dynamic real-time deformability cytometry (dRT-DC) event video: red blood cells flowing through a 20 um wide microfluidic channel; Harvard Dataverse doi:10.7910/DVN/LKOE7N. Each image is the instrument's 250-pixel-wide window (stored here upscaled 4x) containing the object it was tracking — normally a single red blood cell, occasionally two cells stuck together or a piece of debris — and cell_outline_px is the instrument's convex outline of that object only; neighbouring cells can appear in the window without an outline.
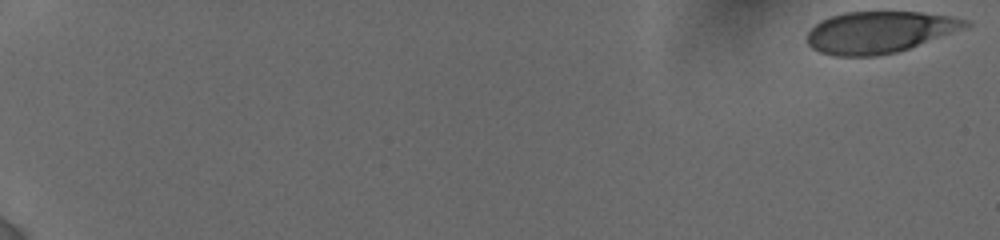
{"species": "human", "species_latin": "Homo sapiens", "temperature_condition": "cold", "stored_images_in_passage": 20, "camera_frame_rate_fps": 3000, "um_per_image_px": 0.085, "donor": {"sex": "female"}, "frame": {"image": 1, "passage_image": 1, "time_ms": 0.0, "image_size_px": [1000, 240], "cell_outline_px": [[972, 24], [968, 28], [896, 52], [876, 56], [836, 56], [820, 52], [812, 48], [808, 44], [808, 32], [820, 20], [828, 16], [844, 12], [920, 12], [952, 16], [968, 20]], "centroid_in_image_um": [74.78, 2.72], "position_along_channel_um": 10.2, "area_um2": 38.55}}
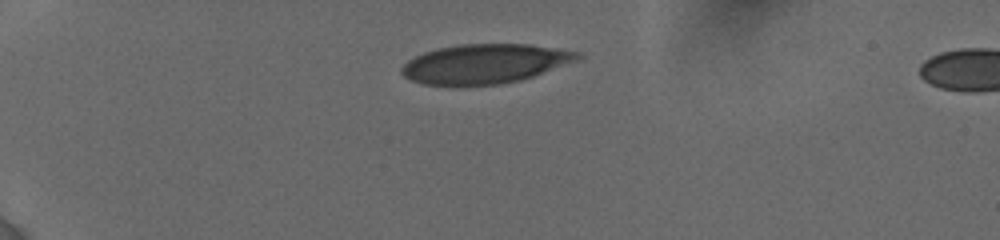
{"frame": {"image": 2, "passage_image": 16, "time_ms": 5.0, "image_size_px": [1000, 240], "cell_outline_px": [[584, 56], [576, 60], [532, 76], [520, 80], [500, 84], [452, 88], [424, 84], [412, 80], [404, 76], [400, 72], [400, 68], [408, 60], [424, 52], [436, 48], [460, 44], [528, 44], [580, 52]], "centroid_in_image_um": [41.13, 5.45], "position_along_channel_um": 43.9, "area_um2": 40.86}}